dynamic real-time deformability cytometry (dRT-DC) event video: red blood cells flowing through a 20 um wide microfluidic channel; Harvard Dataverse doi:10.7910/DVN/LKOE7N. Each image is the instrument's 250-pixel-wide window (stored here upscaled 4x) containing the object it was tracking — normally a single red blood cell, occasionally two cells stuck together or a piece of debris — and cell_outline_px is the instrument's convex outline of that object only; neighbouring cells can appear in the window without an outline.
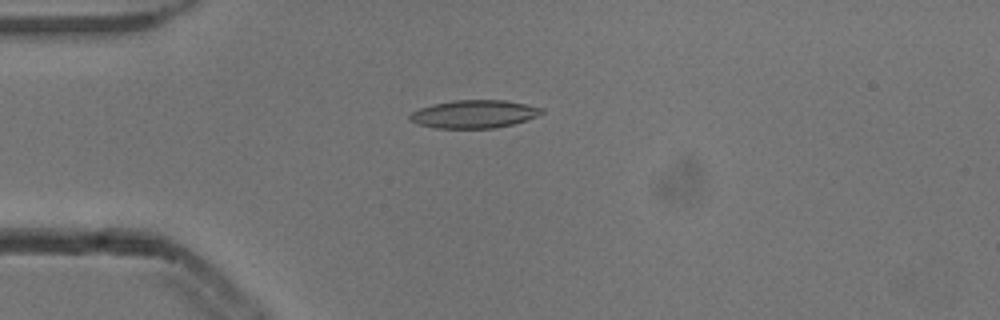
{"species": "common noctule bat (a hibernating species)", "species_latin": "Nyctalus noctula", "temperature_condition": "cold", "stored_images_in_passage": 6, "camera_frame_rate_fps": 3000, "um_per_image_px": 0.085, "animal": {"sex": "male", "body_mass_g": 13.3}, "frame": {"image": 1, "passage_image": 4, "time_ms": 1.0, "image_size_px": [1000, 320], "cell_outline_px": [[544, 112], [536, 116], [512, 124], [496, 128], [436, 128], [416, 124], [408, 120], [408, 116], [412, 112], [420, 108], [432, 104], [452, 100], [504, 100], [544, 108]], "centroid_in_image_um": [40.24, 9.69], "position_along_channel_um": 44.8, "area_um2": 21.5}}
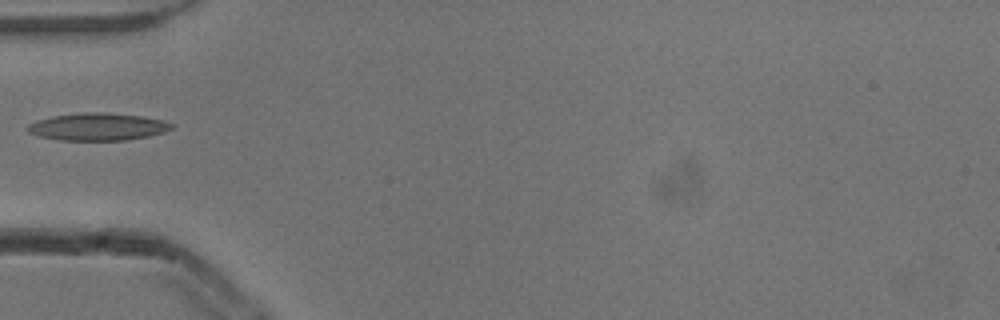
{"frame": {"image": 2, "passage_image": 5, "time_ms": 1.333, "image_size_px": [1000, 320], "cell_outline_px": [[176, 124], [172, 128], [164, 132], [148, 136], [124, 140], [56, 140], [40, 136], [28, 132], [28, 124], [36, 120], [56, 116], [84, 112], [100, 112], [140, 116], [164, 120]], "centroid_in_image_um": [8.33, 10.78], "position_along_channel_um": 76.7, "area_um2": 22.83}}
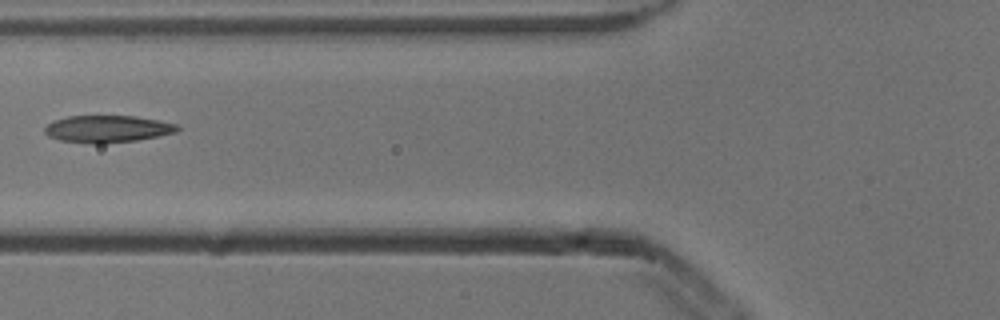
{"frame": {"image": 3, "passage_image": 6, "time_ms": 1.667, "image_size_px": [1000, 320], "cell_outline_px": [[180, 128], [176, 132], [136, 140], [100, 144], [92, 144], [60, 140], [48, 136], [44, 132], [44, 128], [52, 120], [68, 116], [136, 116], [160, 120], [180, 124]], "centroid_in_image_um": [9.13, 10.95], "position_along_channel_um": 116.7, "area_um2": 21.1}}